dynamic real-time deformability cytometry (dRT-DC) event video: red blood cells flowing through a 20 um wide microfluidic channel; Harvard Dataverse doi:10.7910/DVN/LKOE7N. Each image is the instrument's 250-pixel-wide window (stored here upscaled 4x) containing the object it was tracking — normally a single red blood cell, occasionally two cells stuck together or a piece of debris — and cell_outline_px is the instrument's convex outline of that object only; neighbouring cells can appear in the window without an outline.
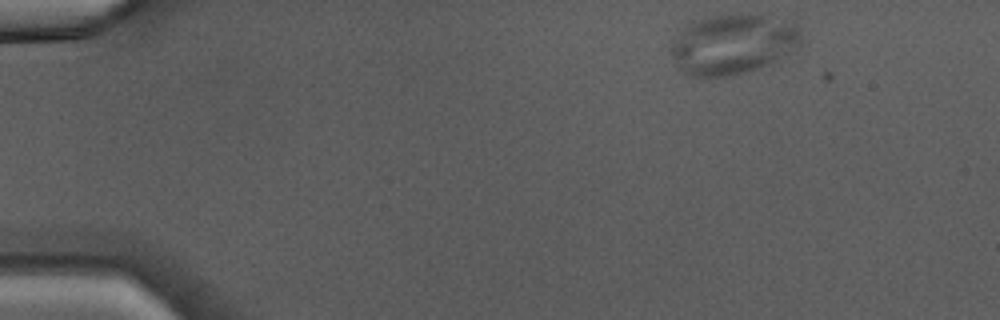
{"species": "Egyptian fruit bat (a non-hibernating species)", "species_latin": "Rousettus aegyptiacus", "temperature_condition": "warm", "stored_images_in_passage": 41, "camera_frame_rate_fps": 3000, "um_per_image_px": 0.085, "animal": {"sex": "male"}, "frame": {"image": 1, "passage_image": 1, "time_ms": 0.0, "image_size_px": [1000, 320], "cell_outline_px": [[800, 40], [780, 64], [728, 76], [700, 80], [688, 76], [684, 72], [668, 52], [668, 48], [684, 28], [692, 20], [712, 16], [760, 16], [792, 24], [800, 28]], "centroid_in_image_um": [62.24, 3.85], "position_along_channel_um": 22.8, "area_um2": 45.6}}
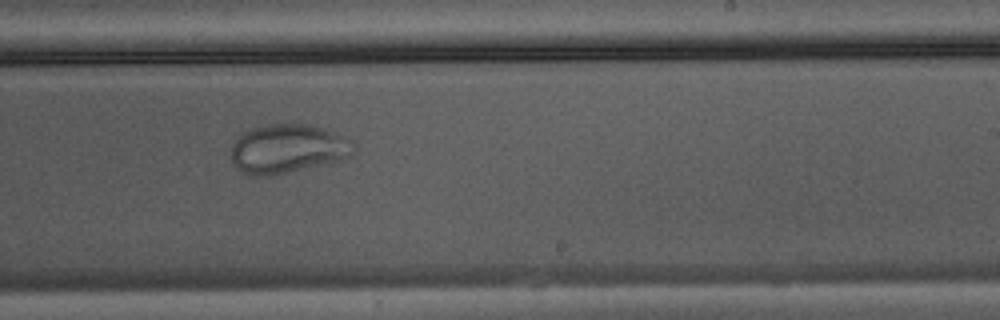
{"frame": {"image": 2, "passage_image": 24, "time_ms": 7.667, "image_size_px": [1000, 320], "cell_outline_px": [[356, 152], [352, 156], [340, 160], [272, 176], [248, 176], [236, 168], [232, 160], [232, 144], [244, 132], [252, 128], [268, 124], [312, 124], [348, 136], [356, 144]], "centroid_in_image_um": [24.52, 12.64], "position_along_channel_um": 264.5, "area_um2": 35.49}}
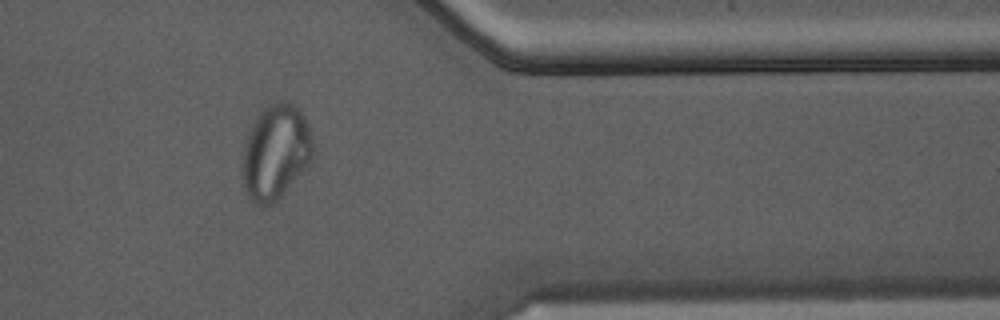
{"frame": {"image": 3, "passage_image": 33, "time_ms": 10.667, "image_size_px": [1000, 320], "cell_outline_px": [[316, 156], [280, 196], [272, 204], [252, 204], [244, 188], [240, 164], [244, 144], [248, 128], [260, 112], [268, 104], [276, 100], [288, 100], [300, 108], [304, 116], [312, 140]], "centroid_in_image_um": [23.4, 12.88], "position_along_channel_um": 388.0, "area_um2": 39.71}}